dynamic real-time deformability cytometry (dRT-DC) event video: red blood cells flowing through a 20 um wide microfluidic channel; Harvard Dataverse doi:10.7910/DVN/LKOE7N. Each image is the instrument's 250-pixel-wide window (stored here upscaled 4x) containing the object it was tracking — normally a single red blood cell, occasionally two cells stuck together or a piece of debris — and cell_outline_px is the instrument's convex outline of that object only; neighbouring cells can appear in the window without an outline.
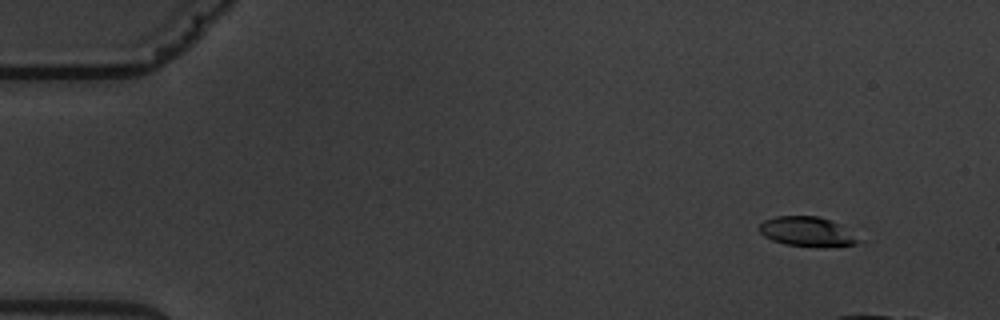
{"species": "common noctule bat (a hibernating species)", "species_latin": "Nyctalus noctula", "temperature_condition": "warm", "stored_images_in_passage": 5, "camera_frame_rate_fps": 3000, "um_per_image_px": 0.085, "animal": {"sex": "male", "body_mass_g": 19.5, "forearm_length_mm": 54.6}, "frame": {"image": 1, "passage_image": 2, "time_ms": 1.0, "image_size_px": [1000, 320], "cell_outline_px": [[864, 240], [856, 244], [784, 244], [772, 240], [764, 236], [760, 232], [760, 224], [764, 220], [776, 216], [820, 216], [840, 224]], "centroid_in_image_um": [68.6, 19.63], "position_along_channel_um": 16.4, "area_um2": 16.42}}